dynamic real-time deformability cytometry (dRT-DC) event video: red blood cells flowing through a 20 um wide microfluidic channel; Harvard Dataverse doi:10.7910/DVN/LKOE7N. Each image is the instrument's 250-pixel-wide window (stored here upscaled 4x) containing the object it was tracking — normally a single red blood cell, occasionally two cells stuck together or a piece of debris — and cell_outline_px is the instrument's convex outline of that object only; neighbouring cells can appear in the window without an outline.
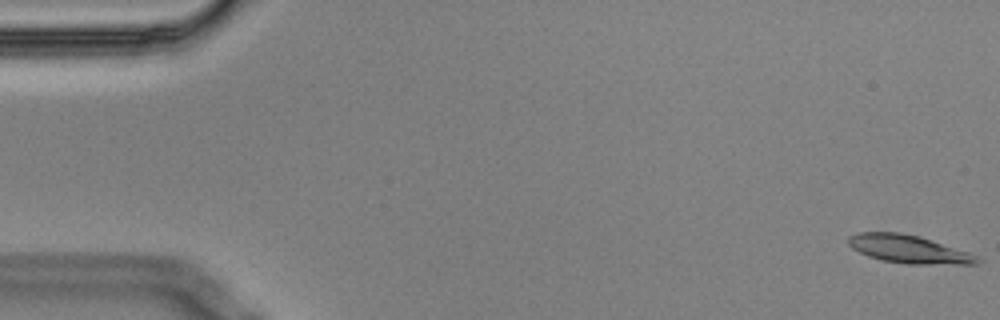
{"species": "Egyptian fruit bat (a non-hibernating species)", "species_latin": "Rousettus aegyptiacus", "temperature_condition": "cold", "stored_images_in_passage": 5, "camera_frame_rate_fps": 3000, "um_per_image_px": 0.085, "animal": {"sex": "male"}, "frame": {"image": 1, "passage_image": 1, "time_ms": 0.0, "image_size_px": [1000, 320], "cell_outline_px": [[984, 260], [976, 264], [908, 264], [884, 260], [868, 256], [852, 248], [848, 244], [848, 236], [856, 232], [900, 232], [920, 236], [968, 252]], "centroid_in_image_um": [77.23, 21.17], "position_along_channel_um": 7.8, "area_um2": 21.04}}